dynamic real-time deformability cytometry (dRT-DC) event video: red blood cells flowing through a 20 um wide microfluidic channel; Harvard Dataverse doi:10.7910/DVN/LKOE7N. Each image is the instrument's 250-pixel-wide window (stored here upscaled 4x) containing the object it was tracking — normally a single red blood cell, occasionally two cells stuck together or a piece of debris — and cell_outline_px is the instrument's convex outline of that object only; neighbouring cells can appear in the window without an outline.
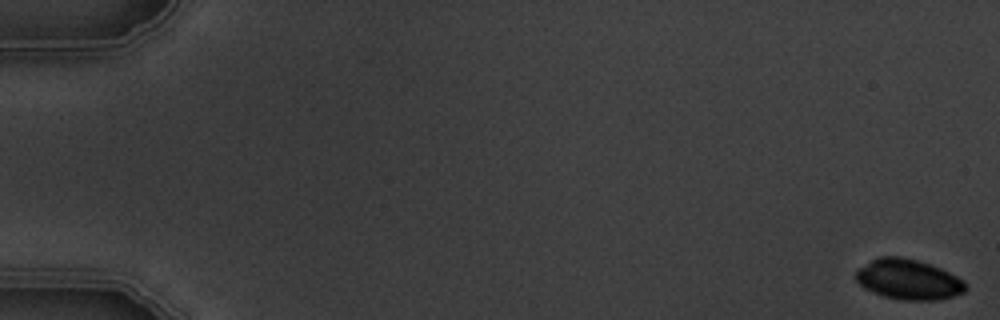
{"species": "common noctule bat (a hibernating species)", "species_latin": "Nyctalus noctula", "temperature_condition": "warm", "stored_images_in_passage": 6, "camera_frame_rate_fps": 3000, "um_per_image_px": 0.085, "animal": {"sex": "male", "body_mass_g": 19.5, "forearm_length_mm": 54.6}, "frame": {"image": 1, "passage_image": 1, "time_ms": 0.0, "image_size_px": [1000, 320], "cell_outline_px": [[964, 292], [940, 300], [900, 300], [884, 296], [872, 292], [864, 288], [856, 280], [856, 272], [860, 268], [872, 260], [880, 256], [900, 256], [916, 260], [940, 268], [964, 280]], "centroid_in_image_um": [77.2, 23.76], "position_along_channel_um": 7.8, "area_um2": 25.43}}
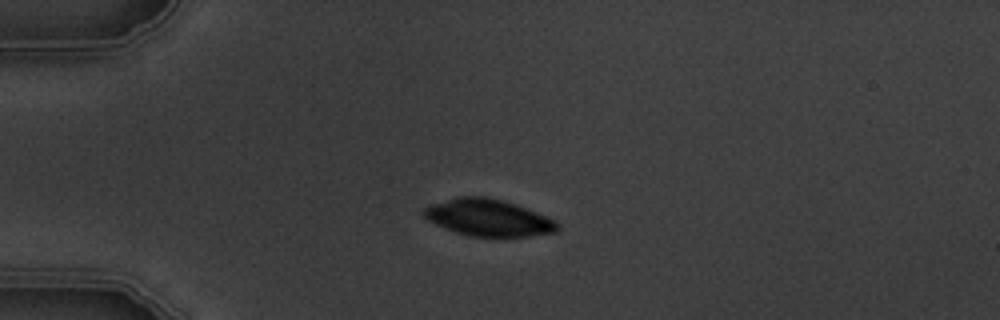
{"frame": {"image": 2, "passage_image": 5, "time_ms": 4.667, "image_size_px": [1000, 320], "cell_outline_px": [[560, 228], [556, 232], [528, 236], [468, 236], [456, 232], [436, 224], [428, 220], [420, 212], [428, 204], [456, 196], [484, 196], [504, 200], [536, 212], [560, 224]], "centroid_in_image_um": [41.45, 18.48], "position_along_channel_um": 43.6, "area_um2": 28.67}}